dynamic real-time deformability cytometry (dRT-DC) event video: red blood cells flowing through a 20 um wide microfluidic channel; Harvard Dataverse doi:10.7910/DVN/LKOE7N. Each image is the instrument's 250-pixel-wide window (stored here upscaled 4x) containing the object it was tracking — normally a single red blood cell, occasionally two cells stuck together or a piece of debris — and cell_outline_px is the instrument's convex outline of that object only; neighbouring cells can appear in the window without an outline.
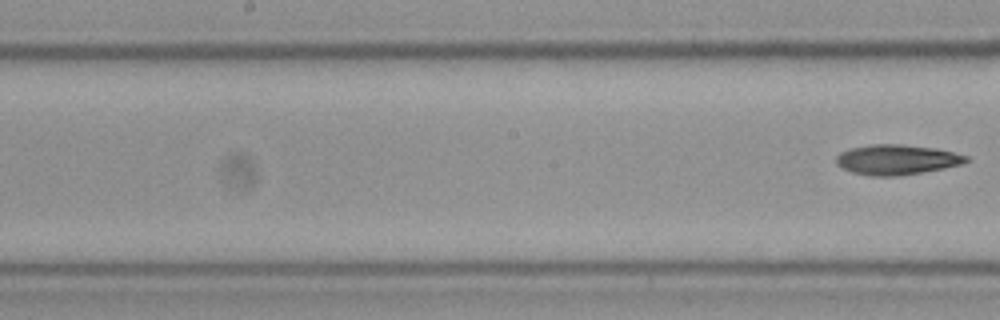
{"species": "Egyptian fruit bat (a non-hibernating species)", "species_latin": "Rousettus aegyptiacus", "temperature_condition": "cold", "stored_images_in_passage": 16, "segment_of_instrument_passage": [2, 2], "camera_frame_rate_fps": 3000, "um_per_image_px": 0.085, "frame": {"image": 1, "passage_image": 16, "time_ms": 5.0, "image_size_px": [1000, 320], "cell_outline_px": [[968, 160], [960, 164], [944, 168], [896, 176], [872, 176], [852, 172], [836, 164], [836, 156], [840, 152], [852, 148], [872, 144], [900, 144], [936, 148], [968, 156]], "centroid_in_image_um": [76.19, 13.56], "position_along_channel_um": 172.0, "area_um2": 22.48}}